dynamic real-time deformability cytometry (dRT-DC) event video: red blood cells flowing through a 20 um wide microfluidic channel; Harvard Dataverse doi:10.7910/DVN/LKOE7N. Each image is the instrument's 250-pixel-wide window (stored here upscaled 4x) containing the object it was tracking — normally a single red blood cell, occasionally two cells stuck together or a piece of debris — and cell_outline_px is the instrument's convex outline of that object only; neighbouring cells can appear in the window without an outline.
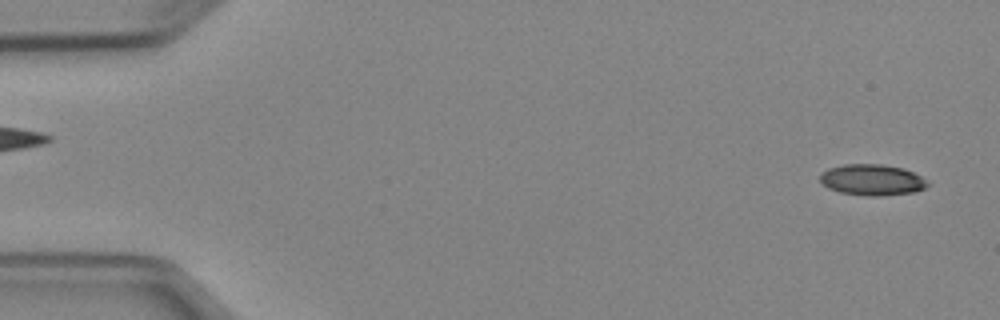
{"species": "Egyptian fruit bat (a non-hibernating species)", "species_latin": "Rousettus aegyptiacus", "temperature_condition": "cold", "stored_images_in_passage": 3, "segment_of_instrument_passage": [2, 2], "camera_frame_rate_fps": 3000, "um_per_image_px": 0.085, "animal": {"sex": "female"}, "frame": {"image": 1, "passage_image": 3, "time_ms": 2.333, "image_size_px": [1000, 320], "cell_outline_px": [[928, 184], [924, 188], [916, 192], [880, 196], [868, 196], [840, 192], [828, 188], [820, 180], [820, 172], [828, 168], [844, 164], [880, 164], [904, 168], [920, 176]], "centroid_in_image_um": [74.1, 15.28], "position_along_channel_um": 10.9, "area_um2": 19.42}}